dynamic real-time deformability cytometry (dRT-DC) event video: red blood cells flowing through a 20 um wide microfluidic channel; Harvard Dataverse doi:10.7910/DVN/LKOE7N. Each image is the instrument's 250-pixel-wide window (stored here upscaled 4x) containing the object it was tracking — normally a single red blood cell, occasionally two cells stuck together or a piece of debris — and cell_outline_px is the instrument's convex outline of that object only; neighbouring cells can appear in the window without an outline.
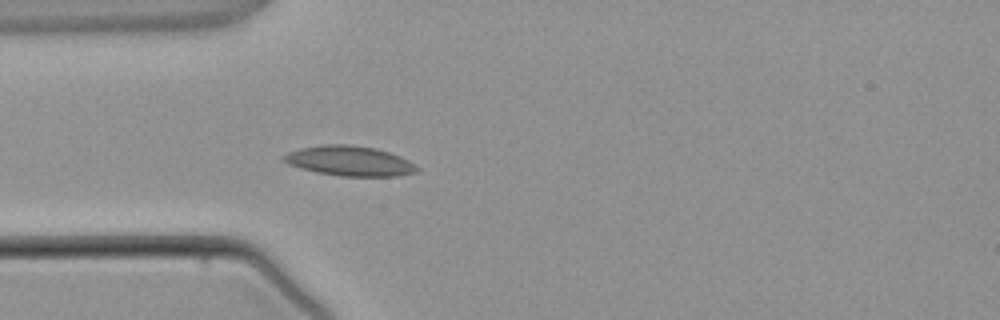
{"species": "common noctule bat (a hibernating species)", "species_latin": "Nyctalus noctula", "temperature_condition": "warm", "stored_images_in_passage": 3, "camera_frame_rate_fps": 3000, "um_per_image_px": 0.085, "animal": {"sex": "male", "body_mass_g": 21.5, "forearm_length_mm": 52.0}, "frame": {"image": 1, "passage_image": 3, "time_ms": 3.333, "image_size_px": [1000, 320], "cell_outline_px": [[420, 168], [416, 172], [396, 176], [340, 176], [316, 172], [300, 168], [288, 164], [280, 160], [280, 156], [288, 152], [300, 148], [324, 144], [348, 144], [376, 148], [400, 156], [408, 160]], "centroid_in_image_um": [29.67, 13.67], "position_along_channel_um": 55.3, "area_um2": 23.41}}